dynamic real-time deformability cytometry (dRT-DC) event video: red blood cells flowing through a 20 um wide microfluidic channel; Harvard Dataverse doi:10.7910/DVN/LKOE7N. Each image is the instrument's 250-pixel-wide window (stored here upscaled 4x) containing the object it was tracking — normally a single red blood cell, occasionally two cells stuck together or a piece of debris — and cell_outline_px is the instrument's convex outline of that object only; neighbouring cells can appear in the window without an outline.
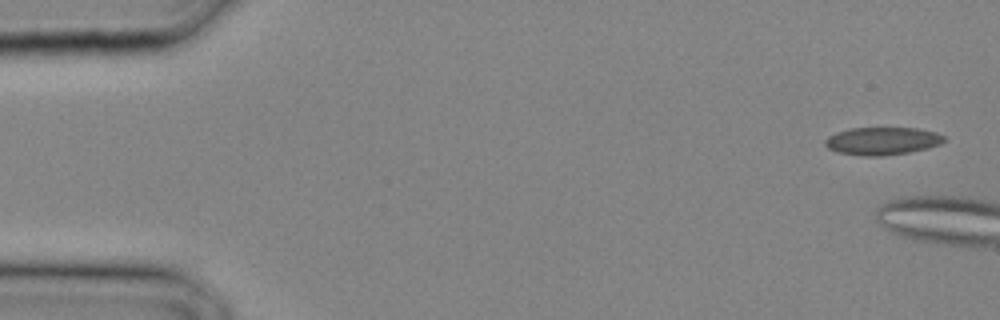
{"species": "common noctule bat (a hibernating species)", "species_latin": "Nyctalus noctula", "temperature_condition": "cold", "stored_images_in_passage": 3, "camera_frame_rate_fps": 3000, "um_per_image_px": 0.085, "animal": {"sex": "male", "body_mass_g": 20.4}, "frame": {"image": 1, "passage_image": 1, "time_ms": 0.0, "image_size_px": [1000, 320], "cell_outline_px": [[944, 140], [940, 144], [928, 148], [908, 152], [884, 156], [864, 156], [836, 152], [828, 148], [824, 144], [824, 140], [828, 136], [836, 132], [848, 128], [916, 128], [936, 132], [944, 136]], "centroid_in_image_um": [74.95, 11.98], "position_along_channel_um": 10.0, "area_um2": 19.31}}